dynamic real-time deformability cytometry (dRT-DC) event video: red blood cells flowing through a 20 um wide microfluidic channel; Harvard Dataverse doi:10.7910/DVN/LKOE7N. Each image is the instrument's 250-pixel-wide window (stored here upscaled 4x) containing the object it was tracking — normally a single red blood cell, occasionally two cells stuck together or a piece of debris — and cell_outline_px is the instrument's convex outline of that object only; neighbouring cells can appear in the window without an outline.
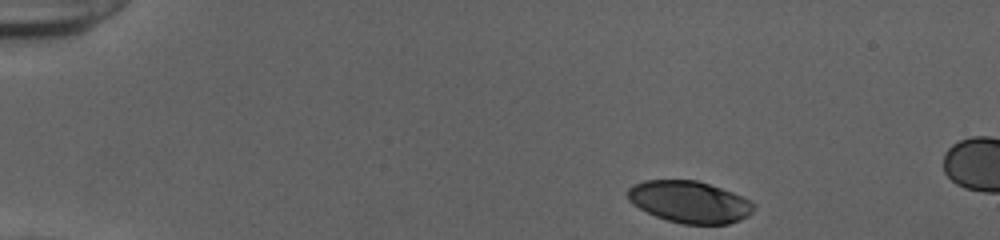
{"species": "human", "species_latin": "Homo sapiens", "temperature_condition": "cold", "stored_images_in_passage": 41, "camera_frame_rate_fps": 3000, "um_per_image_px": 0.085, "donor": {"sex": "female"}, "frame": {"image": 1, "passage_image": 1, "time_ms": 0.0, "image_size_px": [1000, 240], "cell_outline_px": [[756, 208], [748, 216], [740, 220], [728, 224], [684, 224], [668, 220], [656, 216], [632, 204], [628, 200], [628, 188], [632, 184], [644, 180], [696, 180], [732, 192], [752, 200], [756, 204]], "centroid_in_image_um": [58.63, 17.16], "position_along_channel_um": 26.4, "area_um2": 30.81}}
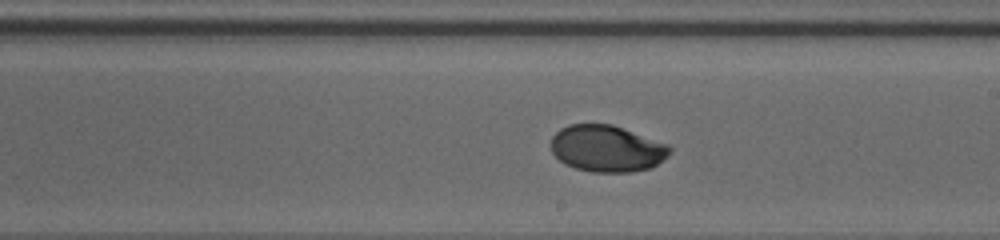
{"frame": {"image": 2, "passage_image": 25, "time_ms": 8.0, "image_size_px": [1000, 240], "cell_outline_px": [[672, 152], [668, 156], [652, 168], [632, 172], [592, 172], [576, 168], [564, 164], [552, 152], [552, 136], [560, 128], [568, 124], [612, 124], [668, 144], [672, 148]], "centroid_in_image_um": [51.61, 12.63], "position_along_channel_um": 237.4, "area_um2": 32.43}}
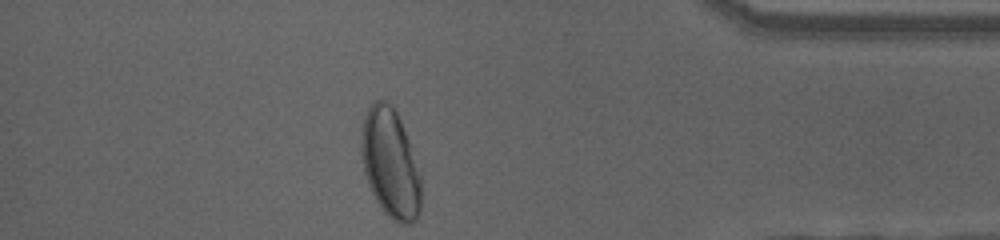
{"frame": {"image": 3, "passage_image": 40, "time_ms": 13.0, "image_size_px": [1000, 240], "cell_outline_px": [[420, 208], [416, 220], [412, 224], [400, 224], [392, 220], [384, 212], [376, 200], [372, 192], [364, 172], [360, 152], [360, 132], [364, 116], [368, 108], [376, 100], [384, 100], [392, 104], [400, 120], [408, 140], [420, 176]], "centroid_in_image_um": [33.15, 13.89], "position_along_channel_um": 402.1, "area_um2": 37.92}, "authors_computed_cell_mechanics": {"area_um2": 33.0038, "velocity_mm_per_s": 3.8505, "shape_relaxation_time_tau1_ms": 3.419, "shape_relaxation_time_tau2_ms": 2.0397, "deformation_change_tau1": 0.1519, "deformation_change_tau2": 0.0146}}